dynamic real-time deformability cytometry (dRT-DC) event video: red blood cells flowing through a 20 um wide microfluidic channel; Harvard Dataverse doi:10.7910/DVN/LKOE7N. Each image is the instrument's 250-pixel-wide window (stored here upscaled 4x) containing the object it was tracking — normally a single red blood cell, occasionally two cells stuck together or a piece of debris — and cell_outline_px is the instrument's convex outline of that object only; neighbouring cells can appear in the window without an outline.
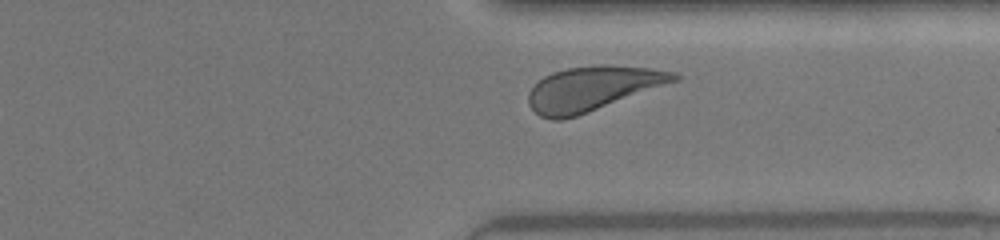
{"species": "human", "species_latin": "Homo sapiens", "temperature_condition": "warm", "stored_images_in_passage": 24, "camera_frame_rate_fps": 3000, "um_per_image_px": 0.085, "donor": {"sex": "female"}, "frame": {"image": 1, "passage_image": 21, "time_ms": 6.667, "image_size_px": [1000, 240], "cell_outline_px": [[680, 80], [588, 112], [576, 116], [560, 120], [552, 120], [540, 116], [528, 104], [528, 92], [544, 76], [552, 72], [568, 68], [600, 64], [608, 64], [648, 68], [676, 72], [680, 76]], "centroid_in_image_um": [50.38, 7.52], "position_along_channel_um": 361.0, "area_um2": 37.63}, "authors_computed_cell_mechanics": {"area_um2": 36.6163, "velocity_mm_per_s": 4.3385, "shape_relaxation_time_tau1_ms": 2.1261, "shape_relaxation_time_tau2_ms": 0.6144, "deformation_change_tau1": 0.116, "deformation_change_tau2": 0.0572}}